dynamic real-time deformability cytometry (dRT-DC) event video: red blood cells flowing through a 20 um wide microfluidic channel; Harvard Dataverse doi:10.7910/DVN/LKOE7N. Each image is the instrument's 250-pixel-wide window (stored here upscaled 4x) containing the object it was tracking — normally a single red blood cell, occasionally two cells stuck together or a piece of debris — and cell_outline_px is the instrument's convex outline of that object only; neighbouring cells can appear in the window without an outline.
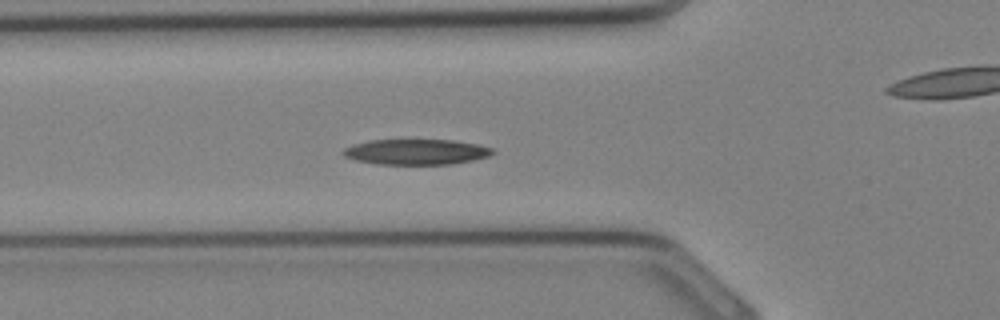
{"species": "Egyptian fruit bat (a non-hibernating species)", "species_latin": "Rousettus aegyptiacus", "temperature_condition": "cold", "stored_images_in_passage": 31, "camera_frame_rate_fps": 3000, "um_per_image_px": 0.085, "animal": {"sex": "female"}, "frame": {"image": 1, "passage_image": 8, "time_ms": 2.333, "image_size_px": [1000, 320], "cell_outline_px": [[496, 152], [488, 156], [472, 160], [452, 164], [376, 164], [356, 160], [344, 156], [340, 152], [344, 148], [352, 144], [368, 140], [452, 140], [480, 144], [492, 148]], "centroid_in_image_um": [35.36, 12.9], "position_along_channel_um": 90.4, "area_um2": 22.31}}
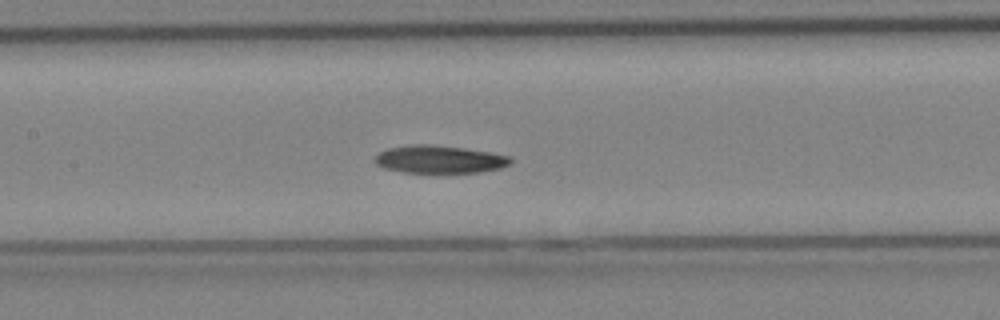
{"frame": {"image": 2, "passage_image": 12, "time_ms": 3.667, "image_size_px": [1000, 320], "cell_outline_px": [[512, 160], [508, 164], [500, 168], [480, 172], [404, 172], [384, 168], [376, 164], [372, 160], [380, 152], [388, 148], [412, 144], [432, 144], [464, 148], [492, 152], [512, 156]], "centroid_in_image_um": [37.35, 13.53], "position_along_channel_um": 170.0, "area_um2": 21.96}}
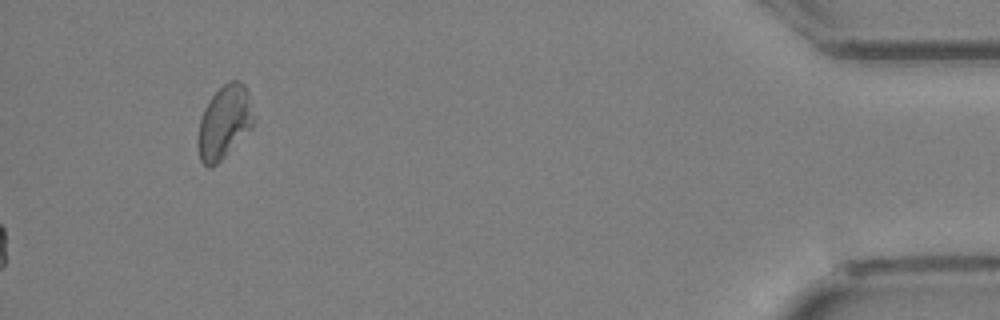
{"frame": {"image": 3, "passage_image": 31, "time_ms": 10.0, "image_size_px": [1000, 320], "cell_outline_px": [[252, 128], [212, 168], [208, 168], [200, 160], [196, 144], [196, 140], [200, 116], [204, 108], [212, 96], [228, 80], [240, 80], [244, 84], [248, 92], [252, 120]], "centroid_in_image_um": [19.0, 10.4], "position_along_channel_um": 416.2, "area_um2": 23.58}}